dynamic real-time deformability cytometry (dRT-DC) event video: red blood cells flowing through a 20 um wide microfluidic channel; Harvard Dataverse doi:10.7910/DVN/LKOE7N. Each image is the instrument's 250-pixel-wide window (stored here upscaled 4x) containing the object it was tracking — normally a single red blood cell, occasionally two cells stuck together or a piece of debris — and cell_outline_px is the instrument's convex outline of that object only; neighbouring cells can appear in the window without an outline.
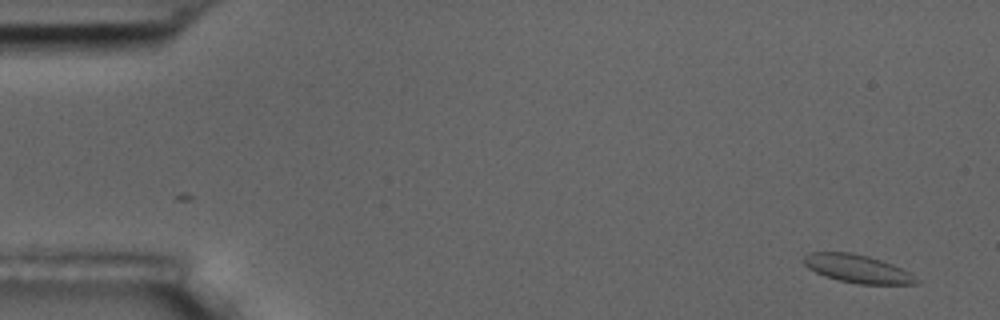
{"species": "common noctule bat (a hibernating species)", "species_latin": "Nyctalus noctula", "temperature_condition": "room temperature", "stored_images_in_passage": 4, "camera_frame_rate_fps": 3000, "um_per_image_px": 0.085, "animal": {"sex": "male", "body_mass_g": 17.5, "forearm_length_mm": 52.3}, "frame": {"image": 1, "passage_image": 1, "time_ms": 0.0, "image_size_px": [1000, 320], "cell_outline_px": [[920, 284], [856, 284], [824, 276], [808, 268], [804, 264], [804, 256], [812, 252], [852, 252], [868, 256], [892, 264], [908, 272], [920, 280]], "centroid_in_image_um": [72.89, 22.85], "position_along_channel_um": 12.1, "area_um2": 18.32}}